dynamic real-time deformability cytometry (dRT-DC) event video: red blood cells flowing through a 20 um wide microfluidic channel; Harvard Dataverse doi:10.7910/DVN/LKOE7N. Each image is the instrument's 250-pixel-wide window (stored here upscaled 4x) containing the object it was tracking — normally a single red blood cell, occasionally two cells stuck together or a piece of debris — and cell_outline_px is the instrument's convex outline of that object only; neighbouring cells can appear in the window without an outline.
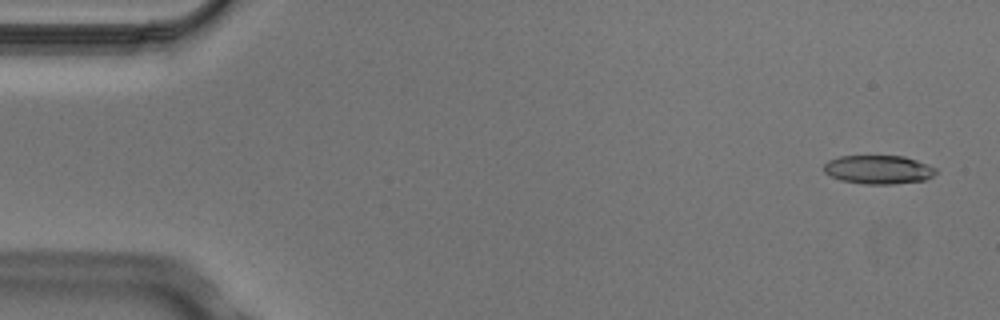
{"species": "Egyptian fruit bat (a non-hibernating species)", "species_latin": "Rousettus aegyptiacus", "temperature_condition": "cold", "stored_images_in_passage": 6, "camera_frame_rate_fps": 3000, "um_per_image_px": 0.085, "animal": {"sex": "male"}, "frame": {"image": 1, "passage_image": 1, "time_ms": 0.0, "image_size_px": [1000, 320], "cell_outline_px": [[936, 172], [932, 176], [924, 180], [892, 184], [864, 184], [840, 180], [824, 172], [824, 164], [828, 160], [840, 156], [904, 156], [928, 164], [936, 168]], "centroid_in_image_um": [74.66, 14.41], "position_along_channel_um": 10.3, "area_um2": 18.67}}
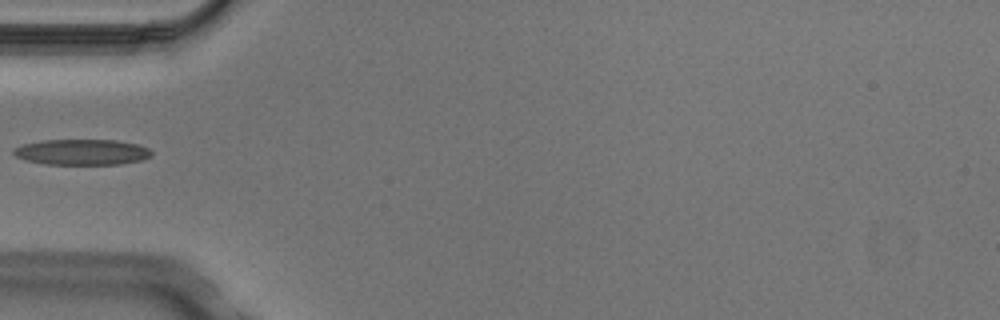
{"frame": {"image": 2, "passage_image": 5, "time_ms": 1.333, "image_size_px": [1000, 320], "cell_outline_px": [[152, 156], [140, 160], [120, 164], [44, 164], [24, 160], [16, 156], [12, 152], [12, 148], [24, 144], [44, 140], [116, 140], [140, 144], [148, 148], [152, 152]], "centroid_in_image_um": [6.96, 12.92], "position_along_channel_um": 78.0, "area_um2": 20.75}}
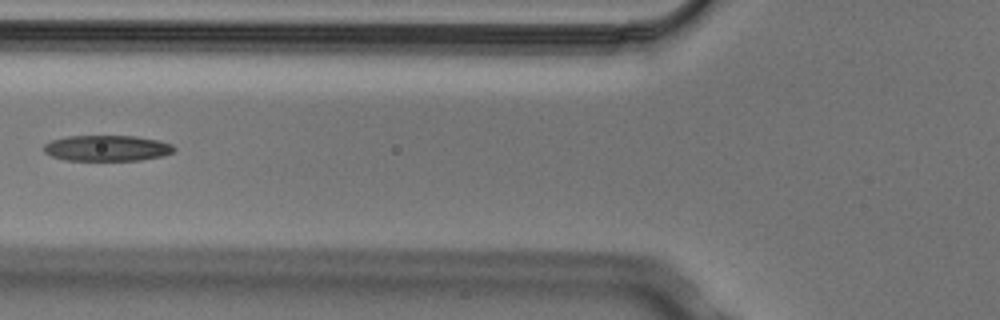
{"frame": {"image": 3, "passage_image": 6, "time_ms": 1.667, "image_size_px": [1000, 320], "cell_outline_px": [[176, 148], [172, 152], [164, 156], [140, 160], [64, 160], [52, 156], [44, 152], [44, 144], [52, 140], [68, 136], [136, 136], [160, 140], [172, 144]], "centroid_in_image_um": [9.12, 12.59], "position_along_channel_um": 116.7, "area_um2": 19.65}}